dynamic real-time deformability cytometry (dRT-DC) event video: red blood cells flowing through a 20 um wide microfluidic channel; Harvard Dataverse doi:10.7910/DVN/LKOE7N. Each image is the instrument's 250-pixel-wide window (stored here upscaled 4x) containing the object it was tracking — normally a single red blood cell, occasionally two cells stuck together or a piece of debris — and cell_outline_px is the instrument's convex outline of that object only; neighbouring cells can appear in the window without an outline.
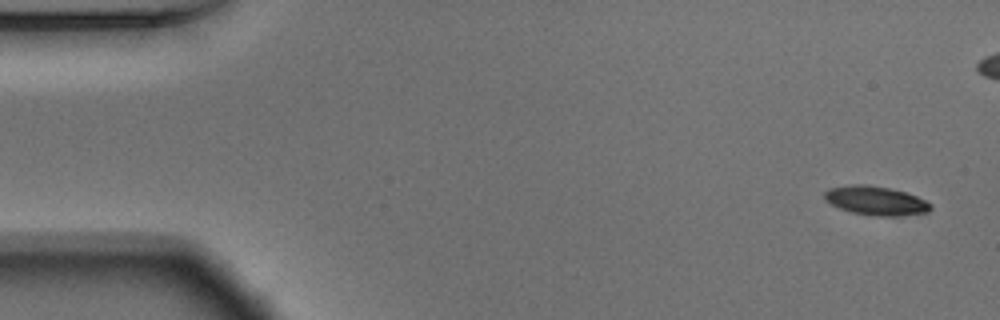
{"species": "Egyptian fruit bat (a non-hibernating species)", "species_latin": "Rousettus aegyptiacus", "temperature_condition": "warm", "stored_images_in_passage": 53, "camera_frame_rate_fps": 3000, "um_per_image_px": 0.085, "animal": {"sex": "male"}, "frame": {"image": 1, "passage_image": 1, "time_ms": 0.0, "image_size_px": [1000, 320], "cell_outline_px": [[932, 208], [928, 212], [904, 216], [876, 216], [852, 212], [840, 208], [832, 204], [824, 196], [824, 192], [828, 188], [852, 184], [868, 184], [892, 188], [916, 196], [932, 204]], "centroid_in_image_um": [74.47, 17.05], "position_along_channel_um": 10.5, "area_um2": 17.98}}
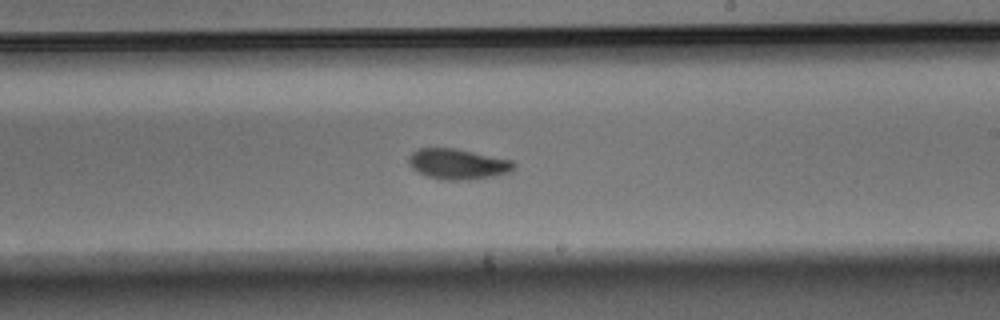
{"frame": {"image": 2, "passage_image": 30, "time_ms": 9.667, "image_size_px": [1000, 320], "cell_outline_px": [[516, 164], [512, 172], [492, 176], [468, 180], [444, 180], [428, 176], [412, 168], [408, 164], [408, 156], [416, 148], [456, 148], [512, 160]], "centroid_in_image_um": [38.91, 13.93], "position_along_channel_um": 250.1, "area_um2": 18.79}}
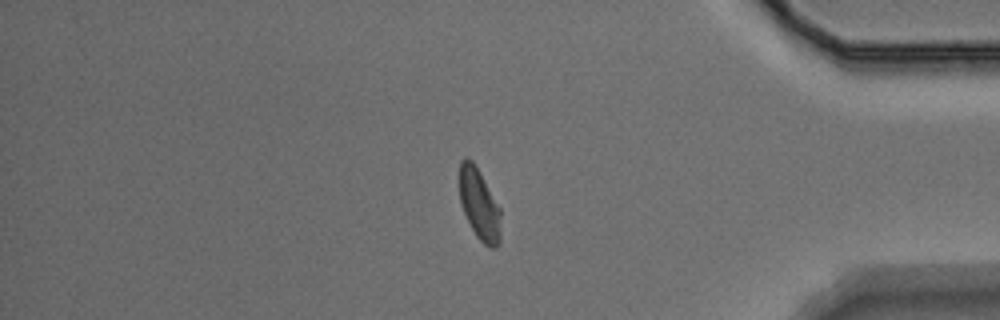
{"frame": {"image": 3, "passage_image": 44, "time_ms": 14.333, "image_size_px": [1000, 320], "cell_outline_px": [[500, 244], [496, 248], [492, 248], [484, 244], [476, 236], [464, 212], [460, 200], [460, 160], [464, 156], [468, 156], [472, 160], [500, 208]], "centroid_in_image_um": [40.74, 17.38], "position_along_channel_um": 394.5, "area_um2": 16.88}, "authors_computed_cell_mechanics": {"area_um2": 17.9758, "velocity_mm_per_s": 3.7342, "shape_relaxation_time_tau1_ms": 5.3076, "shape_relaxation_time_tau2_ms": 2.9248, "deformation_change_tau1": 0.1413, "deformation_change_tau2": 0.0758}}